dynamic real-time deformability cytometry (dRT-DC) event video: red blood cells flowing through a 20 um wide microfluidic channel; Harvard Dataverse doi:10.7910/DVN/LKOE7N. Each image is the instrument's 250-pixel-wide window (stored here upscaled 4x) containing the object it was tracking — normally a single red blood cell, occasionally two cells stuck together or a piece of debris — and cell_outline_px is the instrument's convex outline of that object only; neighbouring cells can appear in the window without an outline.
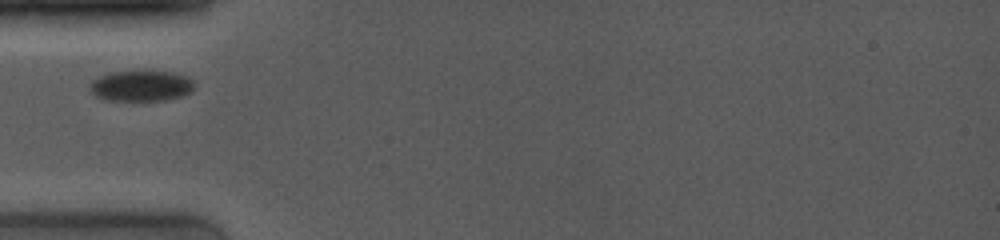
{"species": "common noctule bat (a hibernating species)", "species_latin": "Nyctalus noctula", "temperature_condition": "room temperature", "stored_images_in_passage": 14, "camera_frame_rate_fps": 4000, "um_per_image_px": 0.085, "animal": {"sex": "female", "body_mass_g": 19.0, "forearm_length_mm": 53.3}, "frame": {"image": 1, "passage_image": 1, "time_ms": 0.0, "image_size_px": [1000, 240], "cell_outline_px": [[192, 92], [184, 96], [164, 100], [108, 100], [96, 96], [92, 92], [92, 80], [108, 72], [136, 68], [172, 72], [184, 76], [192, 80]], "centroid_in_image_um": [12.0, 7.25], "position_along_channel_um": 73.0, "area_um2": 19.19}}
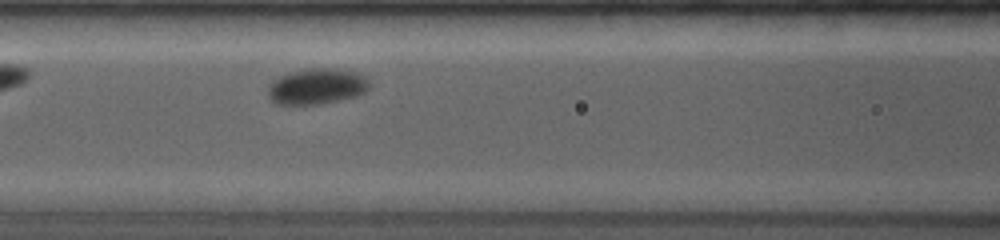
{"frame": {"image": 2, "passage_image": 8, "time_ms": 1.75, "image_size_px": [1000, 240], "cell_outline_px": [[372, 84], [364, 92], [356, 96], [340, 100], [320, 104], [276, 104], [268, 96], [268, 88], [272, 80], [288, 72], [308, 68], [332, 68], [352, 72], [368, 76]], "centroid_in_image_um": [26.94, 7.33], "position_along_channel_um": 139.7, "area_um2": 21.33}}